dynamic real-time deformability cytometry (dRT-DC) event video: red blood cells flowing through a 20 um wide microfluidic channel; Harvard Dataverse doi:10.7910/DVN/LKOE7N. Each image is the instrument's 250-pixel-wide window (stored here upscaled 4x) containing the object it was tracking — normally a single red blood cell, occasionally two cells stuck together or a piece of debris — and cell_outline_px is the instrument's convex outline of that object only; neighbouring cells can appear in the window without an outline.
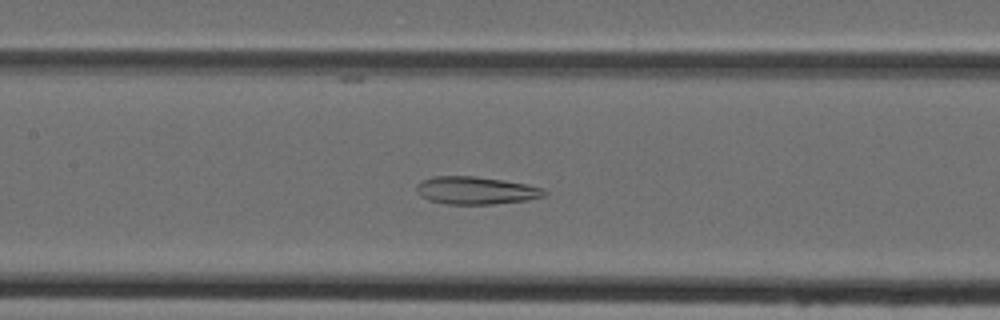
{"species": "Egyptian fruit bat (a non-hibernating species)", "species_latin": "Rousettus aegyptiacus", "temperature_condition": "cold", "stored_images_in_passage": 49, "segment_of_instrument_passage": [1, 2], "camera_frame_rate_fps": 3000, "um_per_image_px": 0.085, "animal": {"sex": "female"}, "frame": {"image": 1, "passage_image": 23, "time_ms": 7.333, "image_size_px": [1000, 320], "cell_outline_px": [[548, 192], [544, 196], [528, 200], [492, 204], [448, 204], [428, 200], [420, 196], [416, 192], [416, 184], [420, 180], [432, 176], [476, 176], [524, 184], [544, 188]], "centroid_in_image_um": [40.4, 16.19], "position_along_channel_um": 167.0, "area_um2": 20.69}}
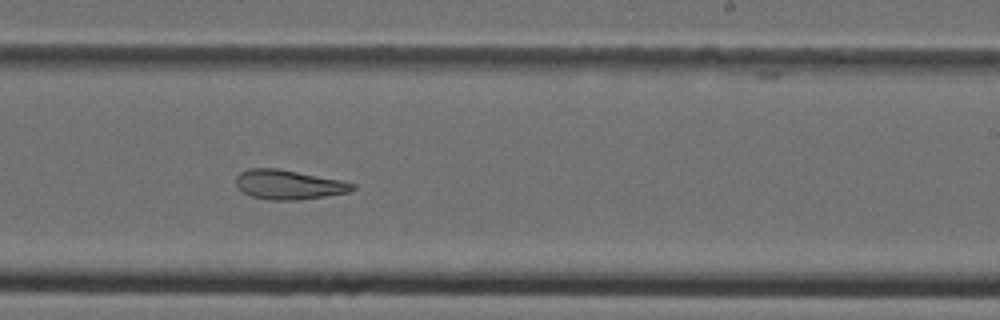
{"frame": {"image": 2, "passage_image": 30, "time_ms": 9.667, "image_size_px": [1000, 320], "cell_outline_px": [[356, 188], [348, 192], [300, 200], [268, 200], [252, 196], [236, 188], [236, 176], [240, 172], [248, 168], [276, 168], [340, 180], [356, 184]], "centroid_in_image_um": [24.5, 15.69], "position_along_channel_um": 264.5, "area_um2": 19.94}}
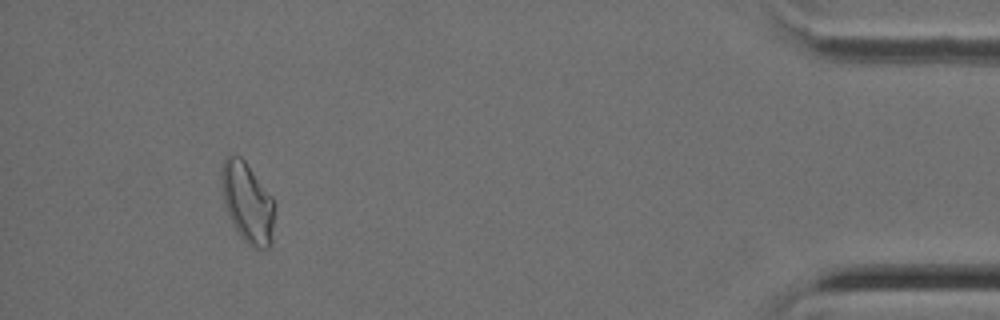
{"frame": {"image": 3, "passage_image": 45, "time_ms": 14.667, "image_size_px": [1000, 320], "cell_outline_px": [[276, 204], [272, 244], [268, 248], [252, 248], [240, 236], [224, 204], [224, 160], [228, 156], [240, 156], [244, 160], [272, 196]], "centroid_in_image_um": [21.13, 17.3], "position_along_channel_um": 414.1, "area_um2": 24.22}}